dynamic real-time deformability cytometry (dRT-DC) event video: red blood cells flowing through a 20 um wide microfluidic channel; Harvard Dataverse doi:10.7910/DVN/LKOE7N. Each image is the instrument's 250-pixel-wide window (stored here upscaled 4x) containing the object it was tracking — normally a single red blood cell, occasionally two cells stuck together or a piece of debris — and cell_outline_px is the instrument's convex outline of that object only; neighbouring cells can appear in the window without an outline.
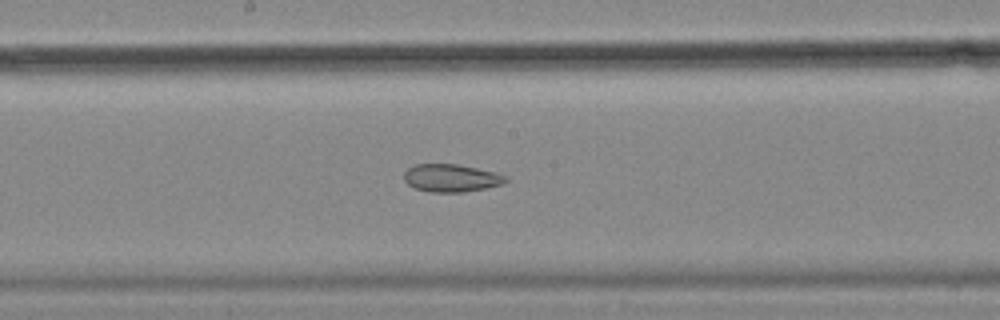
{"species": "common noctule bat (a hibernating species)", "species_latin": "Nyctalus noctula", "temperature_condition": "cold", "stored_images_in_passage": 53, "segment_of_instrument_passage": [2, 2], "camera_frame_rate_fps": 3000, "um_per_image_px": 0.085, "animal": {"sex": "female", "body_mass_g": 18.4}, "frame": {"image": 1, "passage_image": 26, "time_ms": 8.333, "image_size_px": [1000, 320], "cell_outline_px": [[508, 180], [504, 184], [464, 192], [432, 192], [416, 188], [408, 184], [404, 180], [404, 172], [408, 168], [416, 164], [456, 164], [496, 172], [508, 176]], "centroid_in_image_um": [38.38, 15.13], "position_along_channel_um": 209.8, "area_um2": 16.42}}
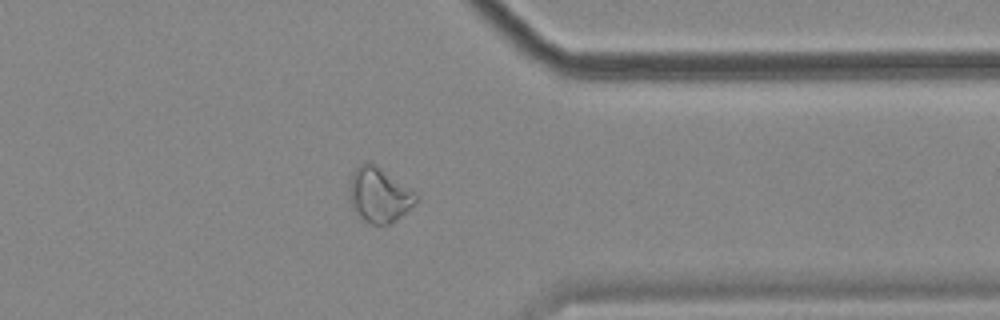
{"frame": {"image": 2, "passage_image": 41, "time_ms": 13.333, "image_size_px": [1000, 320], "cell_outline_px": [[420, 196], [396, 220], [388, 224], [368, 224], [352, 208], [348, 200], [348, 188], [352, 172], [360, 164], [372, 160], [416, 192]], "centroid_in_image_um": [32.18, 16.52], "position_along_channel_um": 379.2, "area_um2": 21.62}}
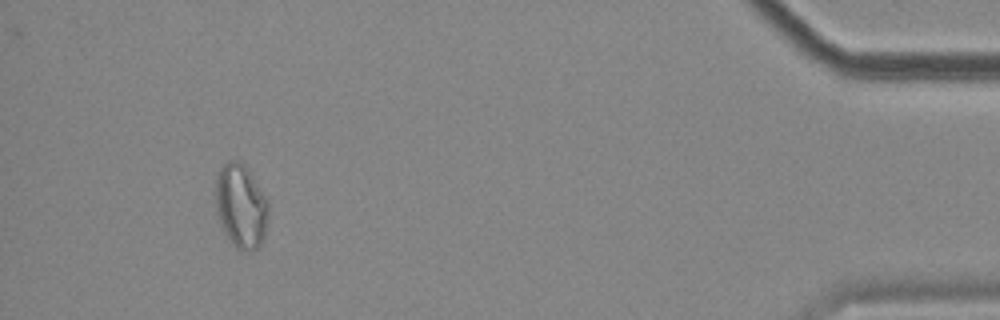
{"frame": {"image": 3, "passage_image": 49, "time_ms": 16.0, "image_size_px": [1000, 320], "cell_outline_px": [[268, 216], [264, 236], [260, 244], [256, 248], [244, 252], [236, 248], [224, 232], [216, 212], [216, 172], [228, 160], [240, 160], [248, 168], [268, 200]], "centroid_in_image_um": [20.47, 17.48], "position_along_channel_um": 414.7, "area_um2": 26.01}}